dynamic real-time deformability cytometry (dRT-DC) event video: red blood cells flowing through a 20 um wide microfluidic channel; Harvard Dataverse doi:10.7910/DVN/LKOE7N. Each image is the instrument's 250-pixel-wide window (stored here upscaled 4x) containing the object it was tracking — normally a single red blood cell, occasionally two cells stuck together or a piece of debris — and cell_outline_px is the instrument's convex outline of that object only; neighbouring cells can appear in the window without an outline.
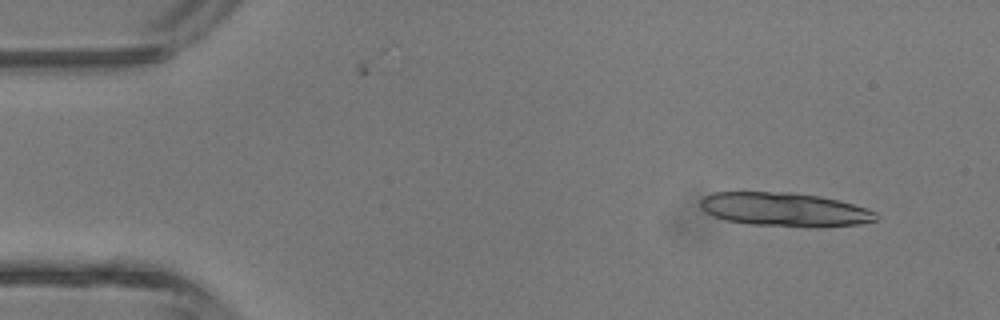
{"species": "common noctule bat (a hibernating species)", "species_latin": "Nyctalus noctula", "temperature_condition": "room temperature", "stored_images_in_passage": 4, "camera_frame_rate_fps": 3000, "um_per_image_px": 0.085, "animal": {"sex": "male", "body_mass_g": 13.3}, "frame": {"image": 1, "passage_image": 1, "time_ms": 0.0, "image_size_px": [1000, 320], "cell_outline_px": [[880, 216], [876, 220], [860, 224], [824, 228], [812, 228], [748, 224], [728, 220], [712, 216], [700, 204], [700, 200], [704, 196], [712, 192], [792, 192], [820, 196], [840, 200], [868, 208], [876, 212]], "centroid_in_image_um": [66.78, 17.82], "position_along_channel_um": 18.2, "area_um2": 35.14}}